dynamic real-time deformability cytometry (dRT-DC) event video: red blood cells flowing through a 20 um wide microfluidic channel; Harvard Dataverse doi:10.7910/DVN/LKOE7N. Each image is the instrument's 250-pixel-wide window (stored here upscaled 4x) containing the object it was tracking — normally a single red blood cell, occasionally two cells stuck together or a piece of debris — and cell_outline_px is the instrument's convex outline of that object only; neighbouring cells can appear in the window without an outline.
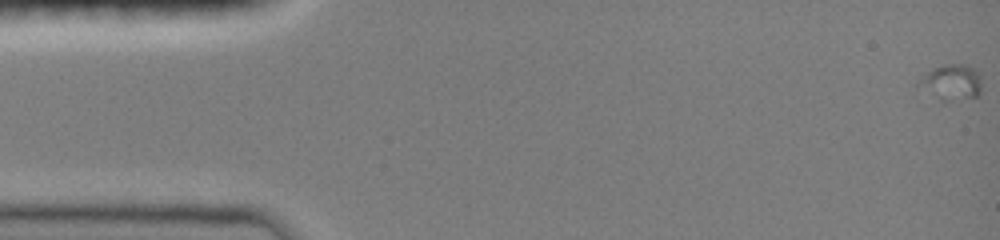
{"species": "common noctule bat (a hibernating species)", "species_latin": "Nyctalus noctula", "temperature_condition": "room temperature", "stored_images_in_passage": 31, "camera_frame_rate_fps": 3000, "um_per_image_px": 0.085, "animal": {"sex": "female", "body_mass_g": 19.0, "forearm_length_mm": 51.5}, "frame": {"image": 1, "passage_image": 1, "time_ms": 0.0, "image_size_px": [1000, 240], "cell_outline_px": [[980, 92], [976, 96], [964, 96], [916, 84], [920, 76], [932, 68], [944, 64], [964, 64], [972, 68], [980, 76]], "centroid_in_image_um": [80.96, 6.76], "position_along_channel_um": 4.0, "area_um2": 10.75}}